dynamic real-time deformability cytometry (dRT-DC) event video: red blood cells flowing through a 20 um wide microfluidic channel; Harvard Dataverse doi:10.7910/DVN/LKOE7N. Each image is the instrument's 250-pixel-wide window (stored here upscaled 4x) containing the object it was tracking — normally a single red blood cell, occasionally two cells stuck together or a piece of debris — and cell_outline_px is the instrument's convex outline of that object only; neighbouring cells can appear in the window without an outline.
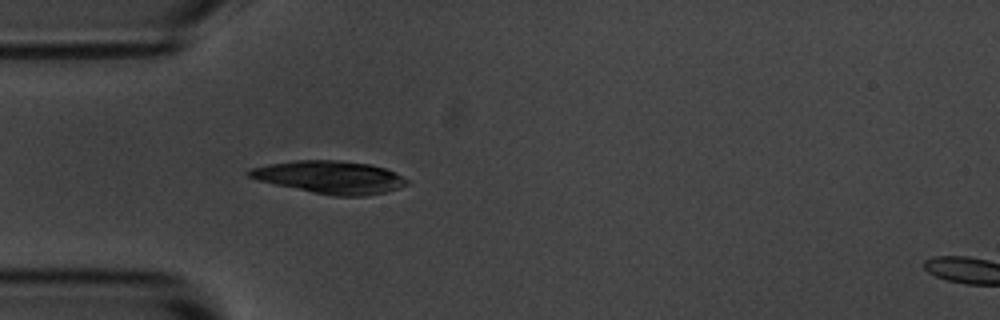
{"species": "common noctule bat (a hibernating species)", "species_latin": "Nyctalus noctula", "temperature_condition": "room temperature", "stored_images_in_passage": 2, "segment_of_instrument_passage": [1, 2], "camera_frame_rate_fps": 3000, "um_per_image_px": 0.085, "animal": {"sex": "male", "body_mass_g": 20.1, "forearm_length_mm": 53.5}, "frame": {"image": 1, "passage_image": 1, "time_ms": 0.0, "image_size_px": [1000, 320], "cell_outline_px": [[408, 184], [384, 192], [364, 196], [332, 196], [276, 184], [260, 180], [248, 176], [244, 172], [252, 168], [268, 164], [292, 160], [340, 160], [372, 164], [396, 172], [408, 180]], "centroid_in_image_um": [28.06, 15.04], "position_along_channel_um": 56.9, "area_um2": 29.88}}